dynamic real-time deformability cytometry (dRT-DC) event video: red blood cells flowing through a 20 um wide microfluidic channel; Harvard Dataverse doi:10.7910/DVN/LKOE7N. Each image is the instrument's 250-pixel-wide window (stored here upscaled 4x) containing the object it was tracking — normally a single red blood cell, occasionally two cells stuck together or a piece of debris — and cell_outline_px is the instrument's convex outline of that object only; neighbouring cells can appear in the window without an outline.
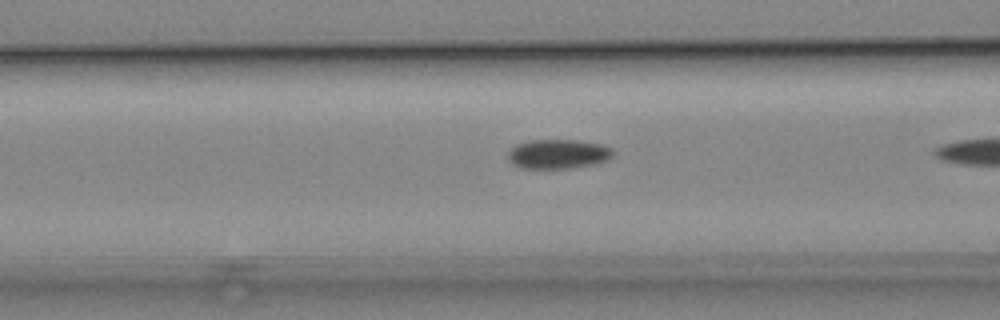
{"species": "common noctule bat (a hibernating species)", "species_latin": "Nyctalus noctula", "temperature_condition": "cold", "stored_images_in_passage": 4, "camera_frame_rate_fps": 3000, "um_per_image_px": 0.085, "animal": {"sex": "male", "body_mass_g": 19.2, "forearm_length_mm": 51.8}, "frame": {"image": 1, "passage_image": 3, "time_ms": 0.667, "image_size_px": [1000, 320], "cell_outline_px": [[616, 152], [608, 160], [596, 164], [572, 168], [520, 168], [512, 164], [508, 160], [504, 152], [516, 144], [524, 140], [580, 140], [604, 144], [612, 148]], "centroid_in_image_um": [47.42, 13.08], "position_along_channel_um": 119.2, "area_um2": 18.67}}